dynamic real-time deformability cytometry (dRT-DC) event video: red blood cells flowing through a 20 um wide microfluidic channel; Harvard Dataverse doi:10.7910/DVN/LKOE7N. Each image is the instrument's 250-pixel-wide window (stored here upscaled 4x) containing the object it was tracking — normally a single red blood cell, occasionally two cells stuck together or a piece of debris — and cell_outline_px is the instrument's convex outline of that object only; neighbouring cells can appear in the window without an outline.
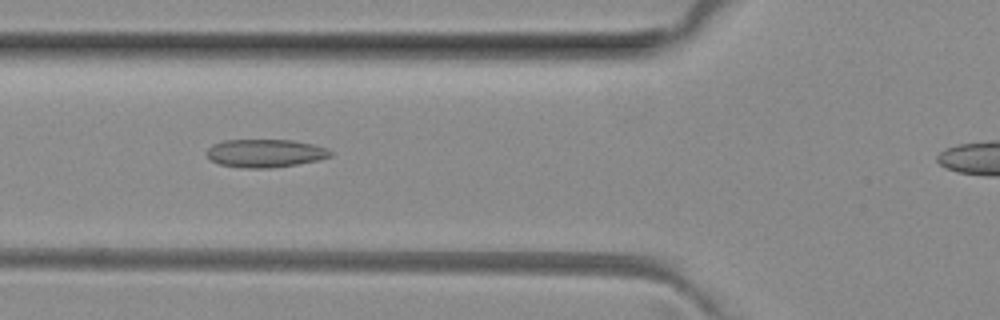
{"species": "common noctule bat (a hibernating species)", "species_latin": "Nyctalus noctula", "temperature_condition": "room temperature", "stored_images_in_passage": 33, "camera_frame_rate_fps": 3000, "um_per_image_px": 0.085, "animal": {"sex": "female", "body_mass_g": 29.2, "forearm_length_mm": 56.3}, "frame": {"image": 1, "passage_image": 7, "time_ms": 2.0, "image_size_px": [1000, 320], "cell_outline_px": [[332, 156], [316, 160], [296, 164], [272, 168], [244, 168], [220, 164], [212, 160], [208, 156], [208, 148], [212, 144], [224, 140], [292, 140], [312, 144], [328, 148], [332, 152]], "centroid_in_image_um": [22.55, 13.02], "position_along_channel_um": 103.2, "area_um2": 20.11}}
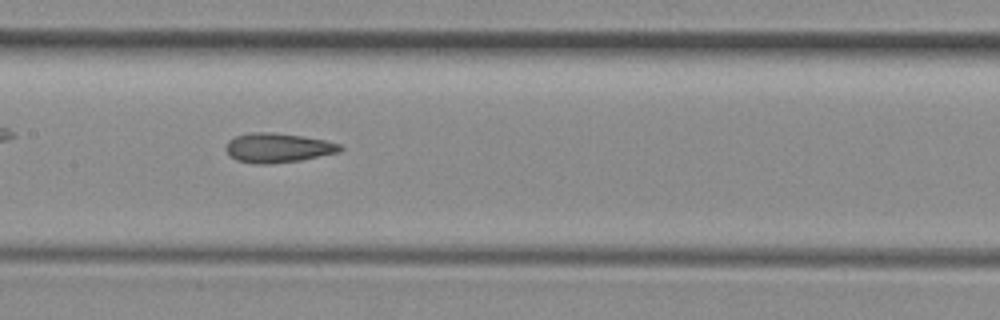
{"frame": {"image": 2, "passage_image": 13, "time_ms": 4.0, "image_size_px": [1000, 320], "cell_outline_px": [[344, 148], [340, 152], [300, 160], [268, 164], [252, 164], [236, 160], [224, 148], [228, 140], [236, 136], [252, 132], [268, 132], [300, 136], [324, 140], [340, 144]], "centroid_in_image_um": [23.6, 12.57], "position_along_channel_um": 183.8, "area_um2": 19.48}}
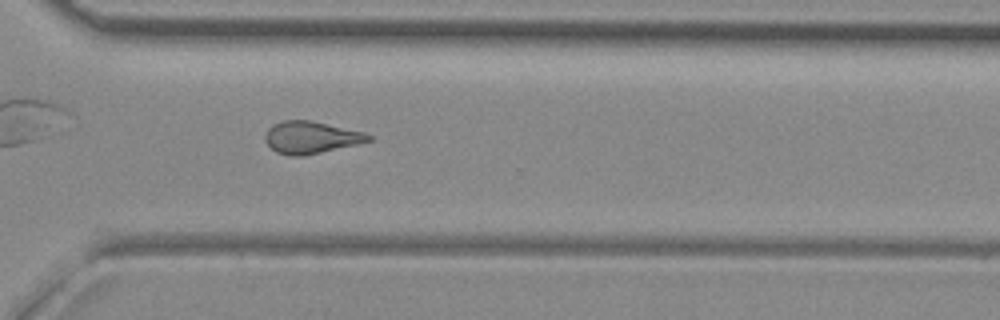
{"frame": {"image": 3, "passage_image": 25, "time_ms": 8.0, "image_size_px": [1000, 320], "cell_outline_px": [[372, 140], [356, 144], [320, 152], [300, 156], [292, 156], [276, 152], [264, 140], [264, 136], [268, 128], [272, 124], [284, 120], [308, 120], [364, 132], [372, 136]], "centroid_in_image_um": [26.39, 11.67], "position_along_channel_um": 344.2, "area_um2": 19.07}, "authors_computed_cell_mechanics": {"area_um2": 19.1318, "velocity_mm_per_s": 4.0211, "shape_relaxation_time_tau1_ms": null, "shape_relaxation_time_tau2_ms": 2.6426, "deformation_change_tau1": null, "deformation_change_tau2": 0.1106}}